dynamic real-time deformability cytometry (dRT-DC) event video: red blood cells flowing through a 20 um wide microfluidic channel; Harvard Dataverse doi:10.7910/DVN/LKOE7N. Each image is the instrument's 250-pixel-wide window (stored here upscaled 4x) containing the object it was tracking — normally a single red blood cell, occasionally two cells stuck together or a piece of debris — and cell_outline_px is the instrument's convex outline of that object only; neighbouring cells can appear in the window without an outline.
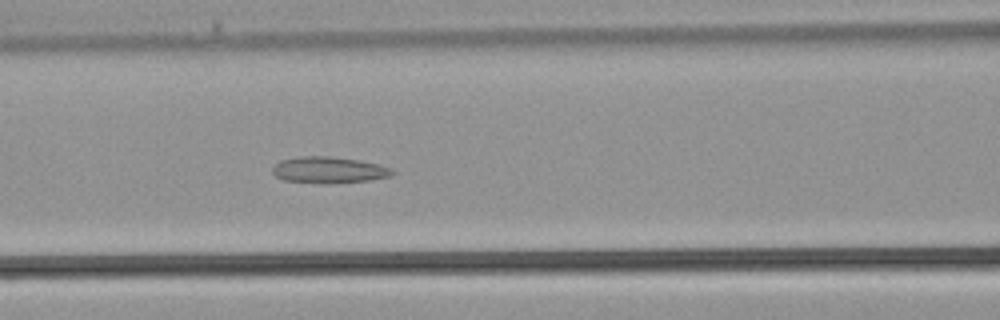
{"species": "common noctule bat (a hibernating species)", "species_latin": "Nyctalus noctula", "temperature_condition": "warm", "stored_images_in_passage": 37, "camera_frame_rate_fps": 3000, "um_per_image_px": 0.085, "animal": {"sex": "male", "body_mass_g": 21.5, "forearm_length_mm": 52.0}, "frame": {"image": 1, "passage_image": 15, "time_ms": 4.667, "image_size_px": [1000, 320], "cell_outline_px": [[396, 172], [392, 176], [372, 180], [284, 180], [276, 176], [272, 172], [272, 168], [280, 160], [300, 156], [328, 156], [360, 160], [392, 168]], "centroid_in_image_um": [27.99, 14.38], "position_along_channel_um": 138.6, "area_um2": 17.28}}
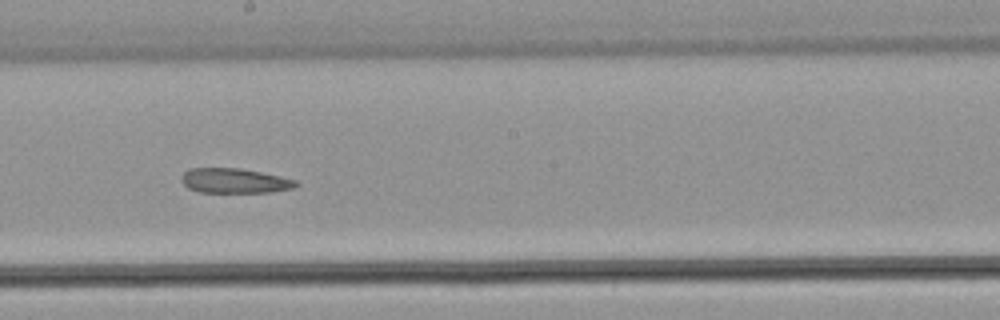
{"frame": {"image": 2, "passage_image": 20, "time_ms": 6.333, "image_size_px": [1000, 320], "cell_outline_px": [[300, 184], [292, 188], [268, 192], [200, 192], [188, 188], [180, 180], [180, 176], [188, 168], [240, 168], [280, 176], [296, 180]], "centroid_in_image_um": [19.9, 15.36], "position_along_channel_um": 228.3, "area_um2": 16.53}}
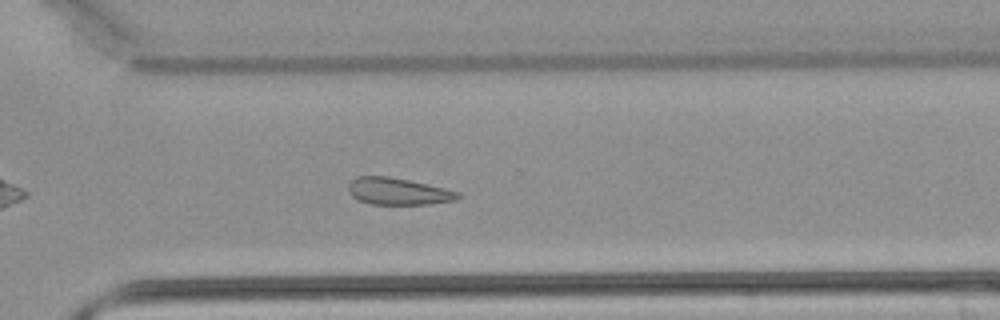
{"frame": {"image": 3, "passage_image": 26, "time_ms": 8.333, "image_size_px": [1000, 320], "cell_outline_px": [[464, 196], [456, 200], [428, 204], [372, 204], [360, 200], [352, 196], [348, 192], [348, 184], [356, 176], [388, 176], [428, 184], [460, 192]], "centroid_in_image_um": [33.86, 16.26], "position_along_channel_um": 336.7, "area_um2": 17.22}}